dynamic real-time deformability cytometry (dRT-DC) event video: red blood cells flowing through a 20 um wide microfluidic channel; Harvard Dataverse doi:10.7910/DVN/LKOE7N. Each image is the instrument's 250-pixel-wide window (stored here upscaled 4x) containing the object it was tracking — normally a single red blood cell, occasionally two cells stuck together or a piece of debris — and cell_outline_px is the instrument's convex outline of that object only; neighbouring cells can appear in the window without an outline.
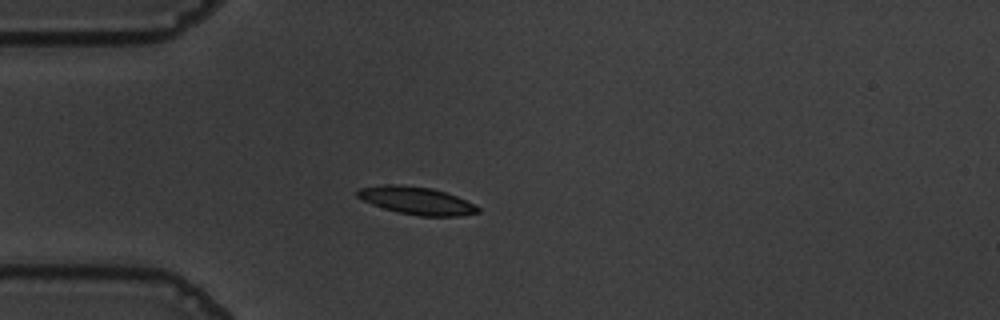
{"species": "common noctule bat (a hibernating species)", "species_latin": "Nyctalus noctula", "temperature_condition": "warm", "stored_images_in_passage": 42, "camera_frame_rate_fps": 3000, "um_per_image_px": 0.085, "animal": {"sex": "male", "body_mass_g": 19.5, "forearm_length_mm": 54.6}, "frame": {"image": 1, "passage_image": 1, "time_ms": 0.0, "image_size_px": [1000, 320], "cell_outline_px": [[480, 212], [460, 216], [420, 216], [396, 212], [372, 204], [356, 196], [356, 188], [384, 184], [400, 184], [432, 188], [456, 196], [480, 208]], "centroid_in_image_um": [35.36, 17.04], "position_along_channel_um": 49.6, "area_um2": 19.42}}
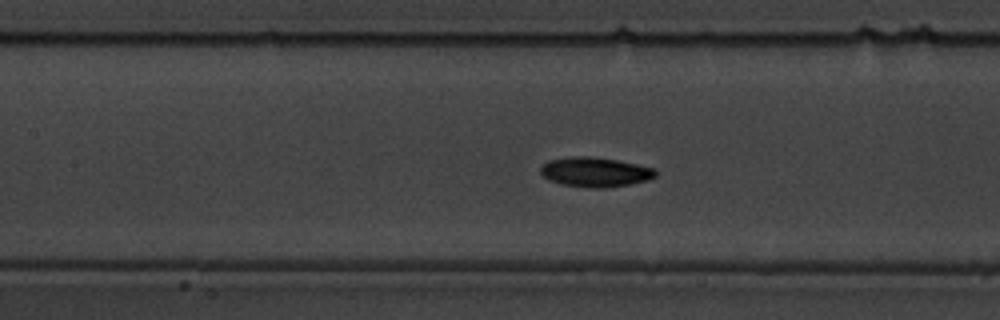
{"frame": {"image": 2, "passage_image": 11, "time_ms": 3.333, "image_size_px": [1000, 320], "cell_outline_px": [[656, 176], [648, 180], [632, 184], [604, 188], [592, 188], [560, 184], [548, 180], [540, 172], [540, 168], [548, 160], [568, 156], [588, 156], [616, 160], [656, 168]], "centroid_in_image_um": [50.58, 14.62], "position_along_channel_um": 156.8, "area_um2": 20.0}}
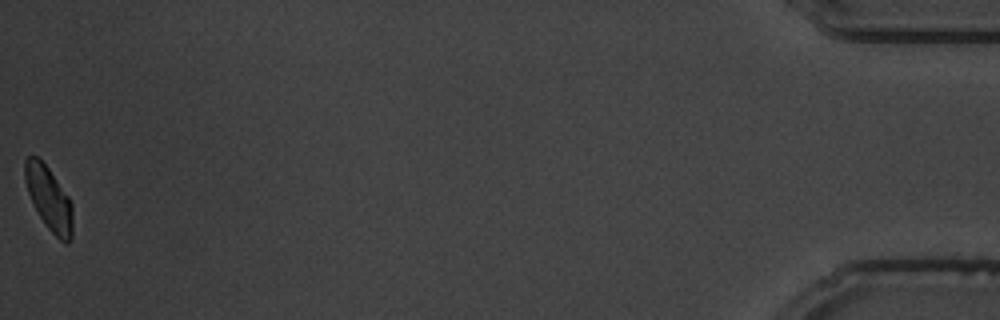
{"frame": {"image": 3, "passage_image": 42, "time_ms": 13.667, "image_size_px": [1000, 320], "cell_outline_px": [[72, 240], [68, 244], [64, 244], [48, 228], [40, 216], [28, 192], [24, 180], [24, 160], [28, 156], [36, 156], [48, 168], [68, 196], [72, 204]], "centroid_in_image_um": [4.17, 16.89], "position_along_channel_um": 431.0, "area_um2": 17.51}, "authors_computed_cell_mechanics": {"area_um2": 18.6405, "velocity_mm_per_s": 3.5939, "shape_relaxation_time_tau1_ms": 2.3331, "shape_relaxation_time_tau2_ms": 3.8594, "deformation_change_tau1": 0.1195, "deformation_change_tau2": 0.084}}